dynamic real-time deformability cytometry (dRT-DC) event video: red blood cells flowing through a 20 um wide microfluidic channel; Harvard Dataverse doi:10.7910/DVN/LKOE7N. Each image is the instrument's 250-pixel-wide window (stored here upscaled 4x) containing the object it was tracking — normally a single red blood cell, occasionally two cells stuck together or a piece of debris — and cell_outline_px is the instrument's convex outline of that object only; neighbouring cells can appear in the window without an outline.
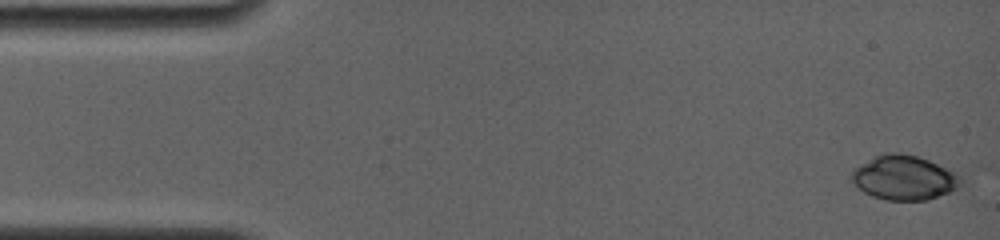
{"species": "common noctule bat (a hibernating species)", "species_latin": "Nyctalus noctula", "temperature_condition": "room temperature", "stored_images_in_passage": 6, "camera_frame_rate_fps": 4000, "um_per_image_px": 0.085, "animal": {"sex": "female", "body_mass_g": 19.0, "forearm_length_mm": 56.7}, "frame": {"image": 1, "passage_image": 1, "time_ms": 0.0, "image_size_px": [1000, 240], "cell_outline_px": [[964, 180], [956, 188], [948, 192], [928, 200], [884, 200], [872, 196], [864, 192], [852, 180], [852, 172], [856, 168], [876, 156], [888, 152], [900, 152], [916, 156], [928, 160], [956, 172]], "centroid_in_image_um": [76.88, 15.11], "position_along_channel_um": 8.1, "area_um2": 27.92}}
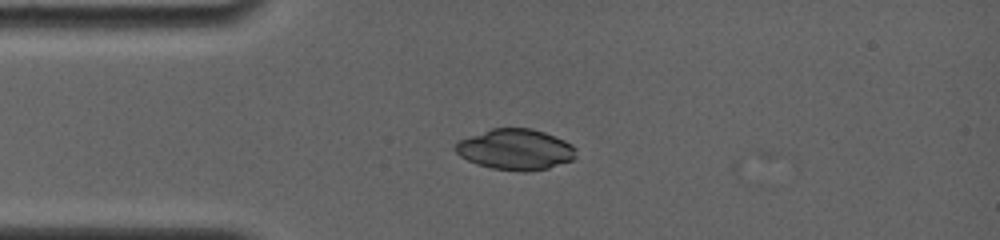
{"frame": {"image": 2, "passage_image": 5, "time_ms": 3.5, "image_size_px": [1000, 240], "cell_outline_px": [[576, 156], [572, 160], [548, 168], [524, 172], [492, 168], [476, 164], [460, 156], [452, 148], [460, 140], [492, 128], [532, 128], [544, 132], [564, 140], [572, 144], [576, 148]], "centroid_in_image_um": [43.82, 12.7], "position_along_channel_um": 41.2, "area_um2": 28.61}}